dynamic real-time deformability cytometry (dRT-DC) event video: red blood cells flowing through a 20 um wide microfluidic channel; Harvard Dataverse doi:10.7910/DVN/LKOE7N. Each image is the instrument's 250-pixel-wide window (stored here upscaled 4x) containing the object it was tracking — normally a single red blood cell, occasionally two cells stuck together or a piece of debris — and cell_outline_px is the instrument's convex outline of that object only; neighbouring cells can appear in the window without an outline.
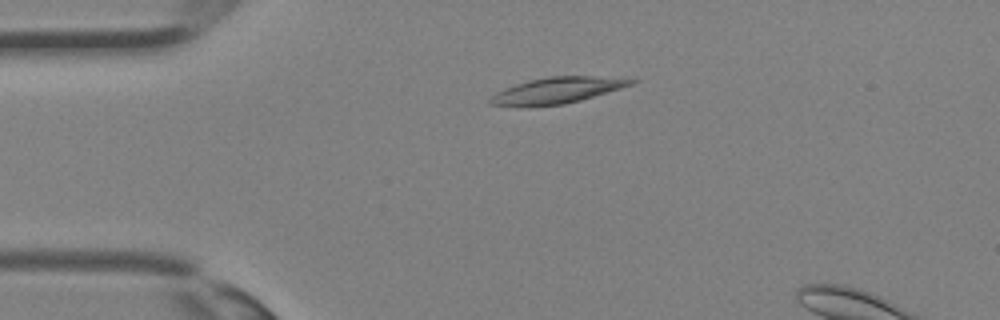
{"species": "Egyptian fruit bat (a non-hibernating species)", "species_latin": "Rousettus aegyptiacus", "temperature_condition": "room temperature", "stored_images_in_passage": 5, "camera_frame_rate_fps": 3000, "um_per_image_px": 0.085, "animal": {"sex": "female"}, "frame": {"image": 1, "passage_image": 2, "time_ms": 0.333, "image_size_px": [1000, 320], "cell_outline_px": [[640, 80], [632, 84], [620, 88], [580, 100], [564, 104], [520, 108], [488, 104], [488, 100], [496, 92], [504, 88], [528, 80], [548, 76], [592, 76]], "centroid_in_image_um": [47.23, 7.71], "position_along_channel_um": 37.8, "area_um2": 21.56}}